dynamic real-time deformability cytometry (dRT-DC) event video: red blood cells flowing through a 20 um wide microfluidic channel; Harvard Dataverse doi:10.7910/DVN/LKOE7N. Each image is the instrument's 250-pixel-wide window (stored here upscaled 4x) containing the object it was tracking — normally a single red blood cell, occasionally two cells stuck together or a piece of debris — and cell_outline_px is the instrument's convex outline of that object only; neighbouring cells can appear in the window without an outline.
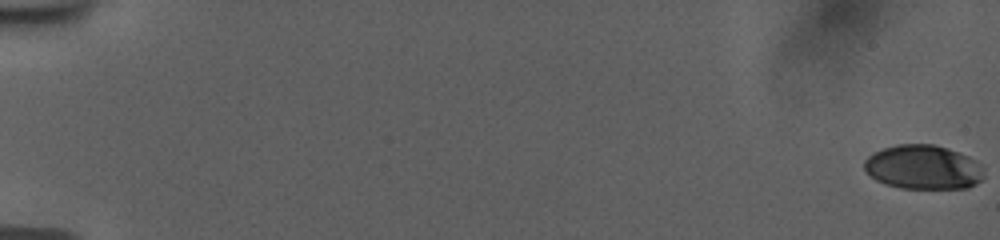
{"species": "human", "species_latin": "Homo sapiens", "temperature_condition": "room temperature", "stored_images_in_passage": 57, "camera_frame_rate_fps": 3000, "um_per_image_px": 0.085, "donor": {"sex": "female"}, "frame": {"image": 1, "passage_image": 1, "time_ms": 0.0, "image_size_px": [1000, 240], "cell_outline_px": [[984, 176], [976, 184], [968, 188], [900, 188], [884, 184], [876, 180], [864, 168], [864, 160], [872, 152], [896, 144], [932, 144], [948, 148], [960, 152], [976, 160], [984, 168]], "centroid_in_image_um": [78.49, 14.21], "position_along_channel_um": 6.5, "area_um2": 31.1}}
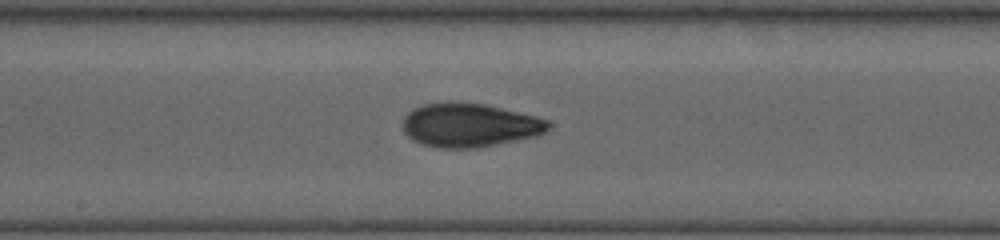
{"frame": {"image": 2, "passage_image": 33, "time_ms": 10.667, "image_size_px": [1000, 240], "cell_outline_px": [[552, 124], [544, 132], [536, 136], [476, 148], [436, 148], [420, 144], [412, 140], [404, 132], [404, 116], [408, 112], [424, 104], [448, 100], [452, 100], [484, 104], [536, 116], [548, 120]], "centroid_in_image_um": [39.89, 10.63], "position_along_channel_um": 208.3, "area_um2": 37.4}}
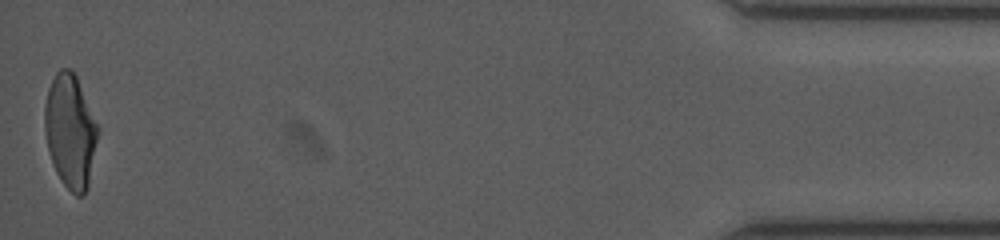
{"frame": {"image": 3, "passage_image": 57, "time_ms": 18.667, "image_size_px": [1000, 240], "cell_outline_px": [[100, 132], [88, 188], [80, 196], [76, 196], [60, 180], [52, 164], [48, 148], [44, 128], [44, 104], [48, 88], [56, 72], [60, 68], [68, 68], [76, 76], [100, 128]], "centroid_in_image_um": [5.99, 11.16], "position_along_channel_um": 429.2, "area_um2": 35.6}, "authors_computed_cell_mechanics": {"area_um2": 34.68, "velocity_mm_per_s": 3.7738, "shape_relaxation_time_tau1_ms": 8.9127, "shape_relaxation_time_tau2_ms": 2.1331, "deformation_change_tau1": 0.267, "deformation_change_tau2": 0.0763}}